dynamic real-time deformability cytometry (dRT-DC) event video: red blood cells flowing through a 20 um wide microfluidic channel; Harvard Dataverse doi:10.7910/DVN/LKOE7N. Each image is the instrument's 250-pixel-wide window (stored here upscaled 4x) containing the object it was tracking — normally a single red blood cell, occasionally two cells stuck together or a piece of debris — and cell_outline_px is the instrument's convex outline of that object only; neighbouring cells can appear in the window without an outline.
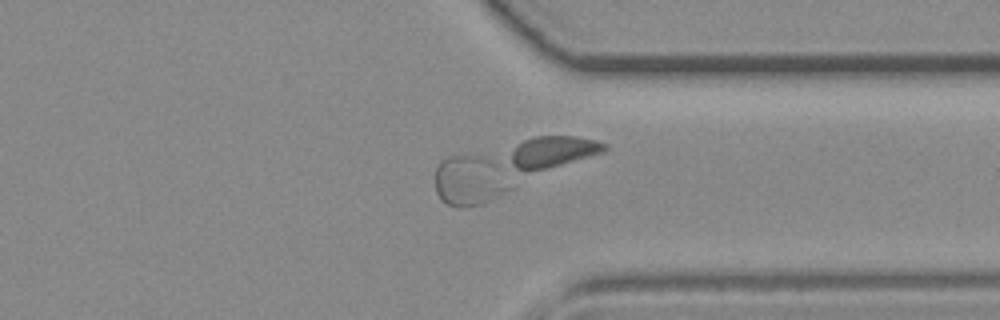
{"species": "common noctule bat (a hibernating species)", "species_latin": "Nyctalus noctula", "temperature_condition": "room temperature", "stored_images_in_passage": 44, "camera_frame_rate_fps": 3000, "um_per_image_px": 0.085, "animal": {"sex": "female", "body_mass_g": 19.3, "forearm_length_mm": 54.1}, "frame": {"image": 1, "passage_image": 33, "time_ms": 10.667, "image_size_px": [1000, 320], "cell_outline_px": [[512, 188], [480, 204], [468, 208], [456, 208], [444, 204], [440, 200], [436, 192], [436, 168], [440, 160], [448, 156], [480, 156], [496, 164]], "centroid_in_image_um": [39.83, 15.39], "position_along_channel_um": 371.6, "area_um2": 21.79}}